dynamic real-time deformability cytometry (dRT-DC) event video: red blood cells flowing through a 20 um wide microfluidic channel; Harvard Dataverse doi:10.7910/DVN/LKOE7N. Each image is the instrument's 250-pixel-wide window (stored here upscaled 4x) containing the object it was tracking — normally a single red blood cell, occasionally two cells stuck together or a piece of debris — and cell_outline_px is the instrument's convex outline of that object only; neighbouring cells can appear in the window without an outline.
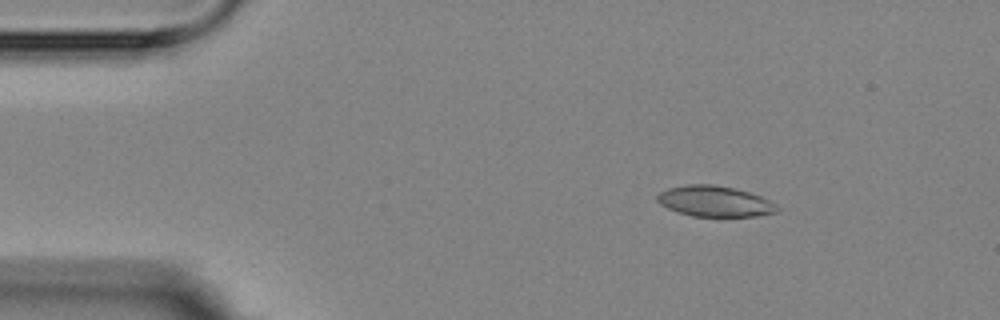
{"species": "Egyptian fruit bat (a non-hibernating species)", "species_latin": "Rousettus aegyptiacus", "temperature_condition": "room temperature", "stored_images_in_passage": 5, "camera_frame_rate_fps": 3000, "um_per_image_px": 0.085, "animal": {"sex": "female"}, "frame": {"image": 1, "passage_image": 2, "time_ms": 1.0, "image_size_px": [1000, 320], "cell_outline_px": [[780, 208], [776, 212], [756, 216], [692, 216], [668, 208], [660, 204], [656, 200], [656, 196], [660, 192], [668, 188], [688, 184], [712, 184], [732, 188], [748, 192], [760, 196], [776, 204]], "centroid_in_image_um": [60.74, 17.11], "position_along_channel_um": 24.3, "area_um2": 21.27}}
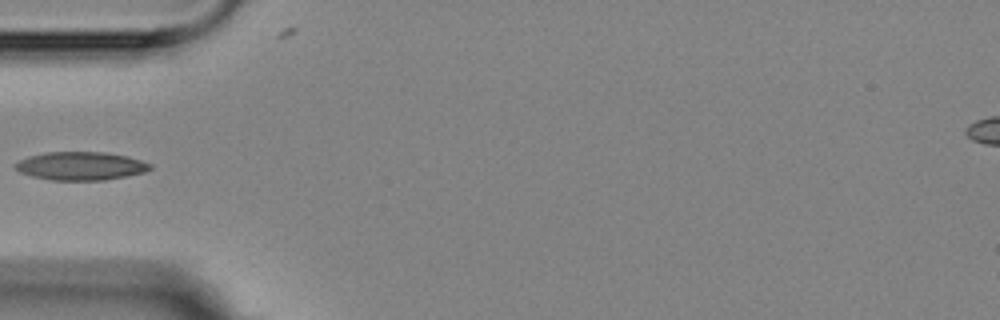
{"frame": {"image": 2, "passage_image": 4, "time_ms": 4.333, "image_size_px": [1000, 320], "cell_outline_px": [[152, 168], [144, 172], [104, 180], [52, 180], [32, 176], [20, 172], [12, 164], [28, 156], [44, 152], [104, 152], [128, 156], [152, 164]], "centroid_in_image_um": [6.84, 14.1], "position_along_channel_um": 78.2, "area_um2": 22.2}}